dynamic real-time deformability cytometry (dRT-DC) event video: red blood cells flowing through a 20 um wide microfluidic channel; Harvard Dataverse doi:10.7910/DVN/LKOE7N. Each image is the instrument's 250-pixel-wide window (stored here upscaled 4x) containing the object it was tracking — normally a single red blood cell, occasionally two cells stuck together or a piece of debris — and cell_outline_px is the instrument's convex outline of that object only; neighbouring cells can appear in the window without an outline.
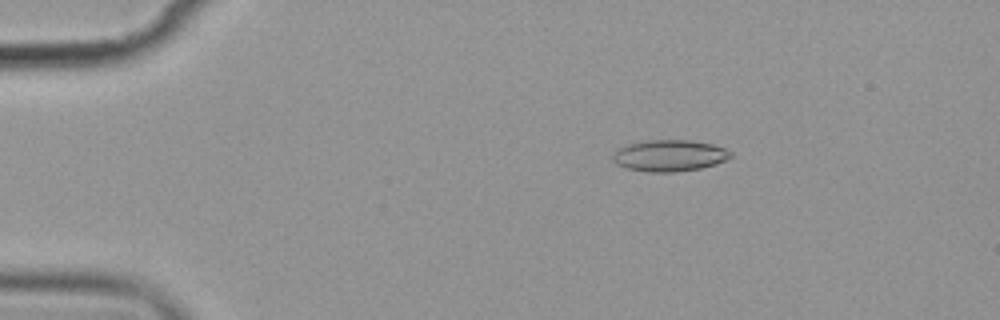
{"species": "common noctule bat (a hibernating species)", "species_latin": "Nyctalus noctula", "temperature_condition": "cold", "stored_images_in_passage": 4, "camera_frame_rate_fps": 3000, "um_per_image_px": 0.085, "animal": {"sex": "female", "body_mass_g": 19.9}, "frame": {"image": 1, "passage_image": 2, "time_ms": 1.333, "image_size_px": [1000, 320], "cell_outline_px": [[732, 156], [716, 164], [700, 168], [676, 172], [648, 172], [628, 168], [616, 164], [612, 160], [612, 156], [616, 148], [644, 140], [688, 140], [712, 144], [724, 148], [732, 152]], "centroid_in_image_um": [56.88, 13.22], "position_along_channel_um": 28.1, "area_um2": 21.62}}